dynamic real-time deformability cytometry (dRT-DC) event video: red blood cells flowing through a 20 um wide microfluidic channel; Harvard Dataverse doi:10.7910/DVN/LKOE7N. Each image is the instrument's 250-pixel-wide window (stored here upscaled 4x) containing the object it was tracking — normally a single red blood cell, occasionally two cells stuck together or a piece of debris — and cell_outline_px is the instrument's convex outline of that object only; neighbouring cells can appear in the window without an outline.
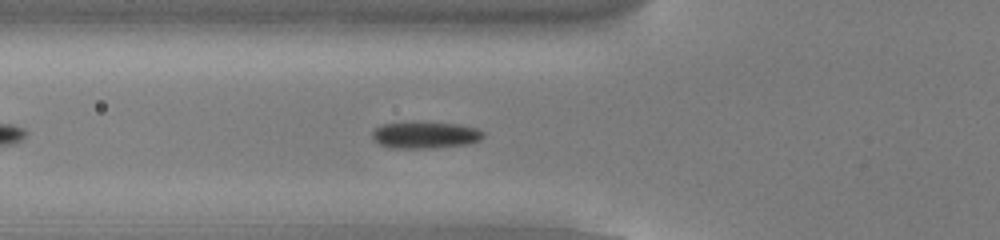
{"species": "common noctule bat (a hibernating species)", "species_latin": "Nyctalus noctula", "temperature_condition": "cold", "stored_images_in_passage": 28, "camera_frame_rate_fps": 3000, "um_per_image_px": 0.085, "animal": {"sex": "male", "body_mass_g": 13.0, "forearm_length_mm": 53.1}, "frame": {"image": 1, "passage_image": 8, "time_ms": 2.333, "image_size_px": [1000, 240], "cell_outline_px": [[484, 136], [480, 140], [468, 144], [432, 148], [392, 148], [380, 144], [372, 136], [372, 132], [376, 128], [384, 124], [456, 124], [476, 128], [484, 132]], "centroid_in_image_um": [36.19, 11.52], "position_along_channel_um": 89.6, "area_um2": 16.53}}
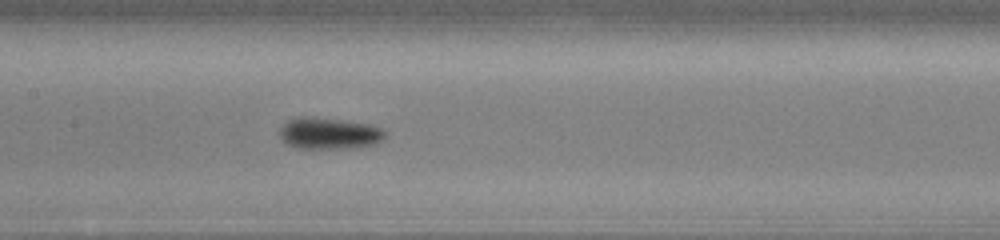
{"frame": {"image": 2, "passage_image": 15, "time_ms": 4.667, "image_size_px": [1000, 240], "cell_outline_px": [[384, 136], [380, 140], [372, 144], [352, 148], [296, 148], [288, 144], [280, 136], [280, 128], [288, 120], [296, 116], [304, 116], [348, 120], [372, 124], [384, 128]], "centroid_in_image_um": [27.97, 11.31], "position_along_channel_um": 179.4, "area_um2": 19.42}}
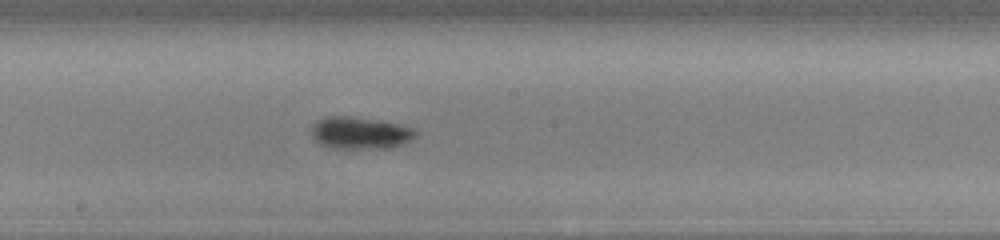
{"frame": {"image": 3, "passage_image": 18, "time_ms": 5.667, "image_size_px": [1000, 240], "cell_outline_px": [[416, 136], [404, 144], [388, 148], [332, 148], [320, 144], [312, 136], [312, 124], [316, 120], [328, 116], [348, 116], [376, 120], [396, 124], [412, 128], [416, 132]], "centroid_in_image_um": [30.57, 11.3], "position_along_channel_um": 217.6, "area_um2": 19.31}}